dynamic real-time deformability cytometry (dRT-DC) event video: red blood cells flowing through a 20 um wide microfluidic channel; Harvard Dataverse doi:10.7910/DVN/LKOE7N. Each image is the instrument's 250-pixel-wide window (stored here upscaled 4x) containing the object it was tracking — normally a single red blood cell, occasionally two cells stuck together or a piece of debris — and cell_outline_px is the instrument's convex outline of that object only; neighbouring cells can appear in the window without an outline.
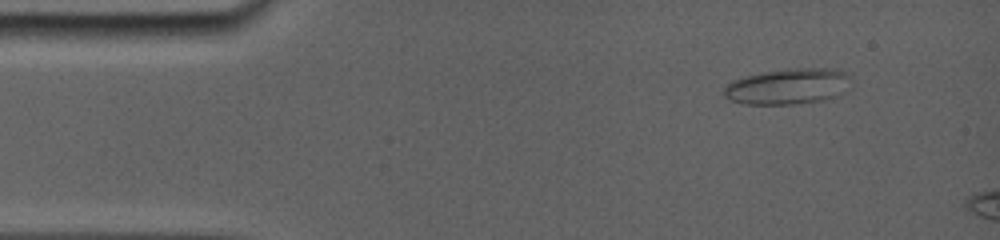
{"species": "common noctule bat (a hibernating species)", "species_latin": "Nyctalus noctula", "temperature_condition": "room temperature", "stored_images_in_passage": 9, "camera_frame_rate_fps": 5000, "um_per_image_px": 0.085, "animal": {"sex": "female", "body_mass_g": 19.0, "forearm_length_mm": 56.7}, "frame": {"image": 1, "passage_image": 2, "time_ms": 1.0, "image_size_px": [1000, 240], "cell_outline_px": [[852, 88], [848, 92], [824, 100], [792, 104], [744, 104], [728, 100], [724, 96], [724, 84], [732, 80], [744, 76], [764, 72], [788, 68], [824, 68], [844, 72], [848, 76], [852, 84]], "centroid_in_image_um": [66.98, 7.35], "position_along_channel_um": 18.0, "area_um2": 26.93}}
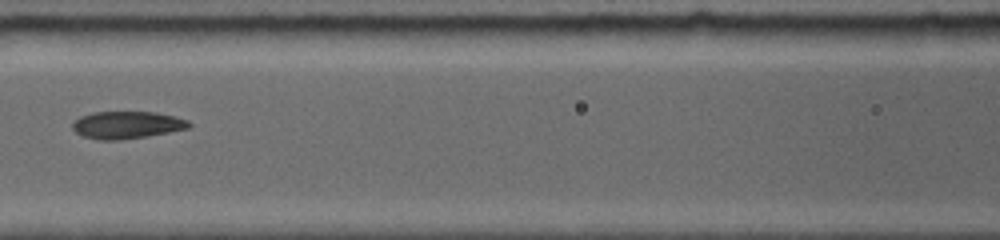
{"frame": {"image": 2, "passage_image": 7, "time_ms": 6.6, "image_size_px": [1000, 240], "cell_outline_px": [[192, 124], [188, 128], [144, 136], [116, 140], [104, 140], [84, 136], [76, 132], [72, 128], [72, 124], [80, 116], [92, 112], [156, 112], [188, 120]], "centroid_in_image_um": [10.76, 10.6], "position_along_channel_um": 155.8, "area_um2": 18.15}}
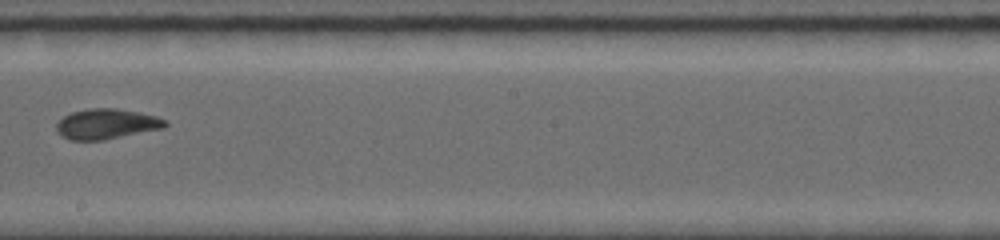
{"frame": {"image": 3, "passage_image": 9, "time_ms": 8.8, "image_size_px": [1000, 240], "cell_outline_px": [[168, 124], [164, 128], [104, 140], [68, 140], [56, 128], [56, 124], [64, 116], [72, 112], [88, 108], [116, 108], [140, 112], [156, 116], [168, 120]], "centroid_in_image_um": [9.1, 10.53], "position_along_channel_um": 239.1, "area_um2": 19.19}}